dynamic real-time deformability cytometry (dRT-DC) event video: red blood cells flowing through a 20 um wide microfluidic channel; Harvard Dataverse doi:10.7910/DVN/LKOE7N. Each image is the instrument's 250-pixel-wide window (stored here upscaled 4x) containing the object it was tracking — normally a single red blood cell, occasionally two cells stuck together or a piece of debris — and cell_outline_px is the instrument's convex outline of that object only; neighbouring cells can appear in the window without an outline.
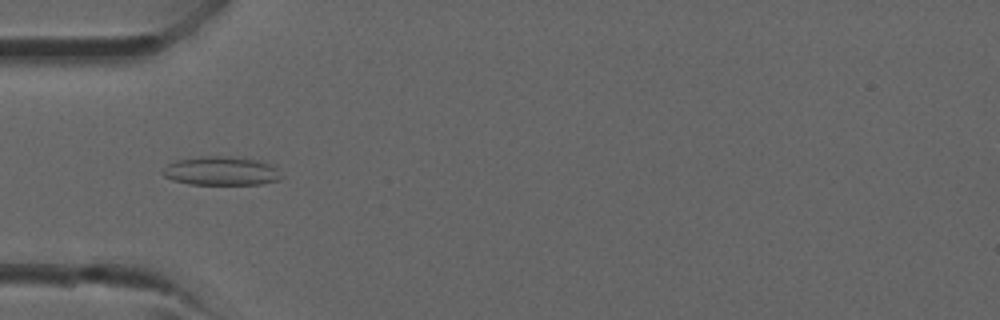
{"species": "common noctule bat (a hibernating species)", "species_latin": "Nyctalus noctula", "temperature_condition": "room temperature", "stored_images_in_passage": 2, "camera_frame_rate_fps": 3000, "um_per_image_px": 0.085, "animal": {"sex": "male", "forearm_length_mm": 52.5}, "frame": {"image": 1, "passage_image": 2, "time_ms": 0.333, "image_size_px": [1000, 320], "cell_outline_px": [[284, 176], [280, 180], [260, 184], [192, 184], [172, 180], [164, 176], [160, 172], [168, 164], [176, 160], [200, 156], [232, 156], [256, 160], [272, 164]], "centroid_in_image_um": [18.81, 14.53], "position_along_channel_um": 66.2, "area_um2": 20.06}}